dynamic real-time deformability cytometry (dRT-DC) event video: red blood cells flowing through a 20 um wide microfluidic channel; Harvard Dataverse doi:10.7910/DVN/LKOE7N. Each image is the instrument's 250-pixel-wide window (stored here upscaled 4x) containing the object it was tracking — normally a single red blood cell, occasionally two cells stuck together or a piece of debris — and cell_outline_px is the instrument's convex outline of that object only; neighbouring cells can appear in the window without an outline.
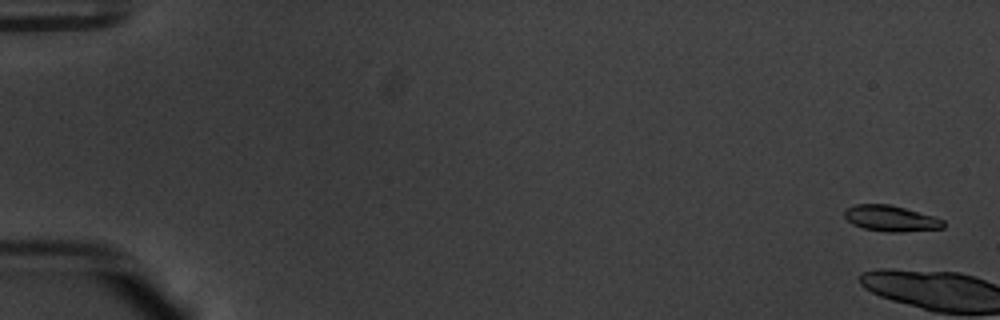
{"species": "common noctule bat (a hibernating species)", "species_latin": "Nyctalus noctula", "temperature_condition": "warm", "stored_images_in_passage": 4, "camera_frame_rate_fps": 3000, "um_per_image_px": 0.085, "animal": {"sex": "male", "body_mass_g": 20.1, "forearm_length_mm": 53.5}, "frame": {"image": 1, "passage_image": 2, "time_ms": 0.333, "image_size_px": [1000, 320], "cell_outline_px": [[944, 228], [904, 232], [888, 232], [864, 228], [852, 224], [844, 216], [844, 212], [848, 208], [856, 204], [888, 204], [904, 208], [932, 216], [944, 220]], "centroid_in_image_um": [75.72, 18.57], "position_along_channel_um": 9.3, "area_um2": 14.74}}